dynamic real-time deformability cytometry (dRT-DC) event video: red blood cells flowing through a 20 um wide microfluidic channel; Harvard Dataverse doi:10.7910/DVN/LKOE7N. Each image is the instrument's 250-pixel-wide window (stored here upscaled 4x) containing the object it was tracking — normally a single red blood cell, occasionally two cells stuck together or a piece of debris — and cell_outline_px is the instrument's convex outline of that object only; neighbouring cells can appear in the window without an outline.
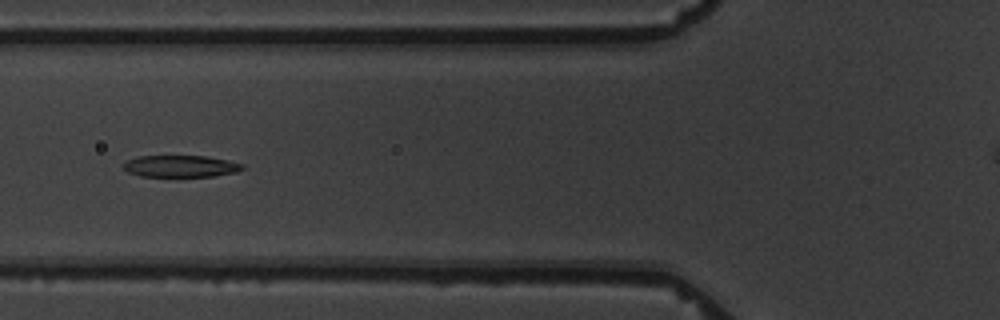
{"species": "common noctule bat (a hibernating species)", "species_latin": "Nyctalus noctula", "temperature_condition": "warm", "stored_images_in_passage": 6, "camera_frame_rate_fps": 3000, "um_per_image_px": 0.085, "animal": {"sex": "male", "body_mass_g": 19.5, "forearm_length_mm": 54.6}, "frame": {"image": 1, "passage_image": 4, "time_ms": 3.667, "image_size_px": [1000, 320], "cell_outline_px": [[244, 168], [236, 172], [212, 176], [140, 176], [128, 172], [124, 168], [124, 164], [128, 160], [140, 156], [208, 156], [228, 160], [244, 164]], "centroid_in_image_um": [15.39, 14.12], "position_along_channel_um": 110.4, "area_um2": 14.97}}
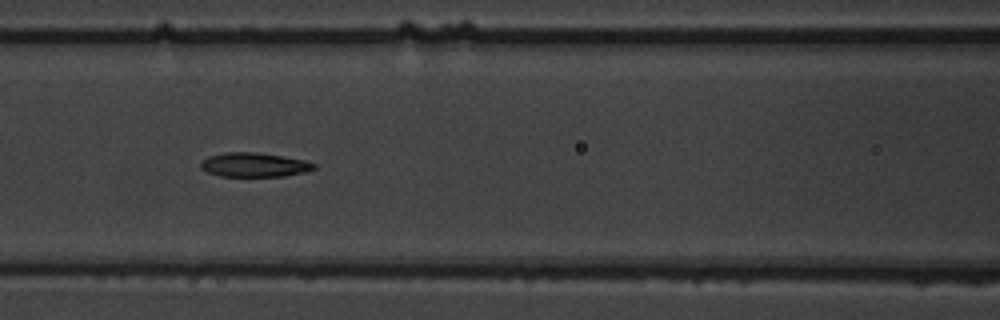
{"frame": {"image": 2, "passage_image": 5, "time_ms": 4.667, "image_size_px": [1000, 320], "cell_outline_px": [[316, 168], [304, 172], [284, 176], [220, 176], [208, 172], [200, 168], [200, 164], [208, 156], [224, 152], [256, 152], [284, 156], [304, 160], [316, 164]], "centroid_in_image_um": [21.61, 14.0], "position_along_channel_um": 145.0, "area_um2": 15.95}}
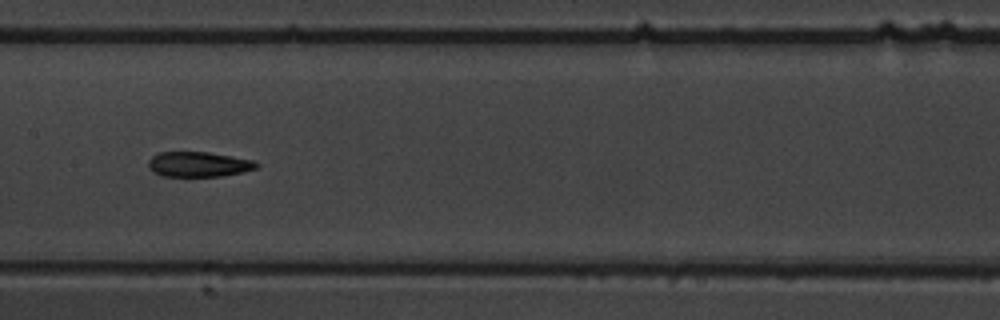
{"frame": {"image": 3, "passage_image": 6, "time_ms": 6.0, "image_size_px": [1000, 320], "cell_outline_px": [[260, 164], [256, 168], [240, 172], [220, 176], [164, 176], [156, 172], [148, 164], [148, 160], [152, 156], [160, 152], [208, 152], [252, 160]], "centroid_in_image_um": [16.88, 13.95], "position_along_channel_um": 190.5, "area_um2": 15.43}}